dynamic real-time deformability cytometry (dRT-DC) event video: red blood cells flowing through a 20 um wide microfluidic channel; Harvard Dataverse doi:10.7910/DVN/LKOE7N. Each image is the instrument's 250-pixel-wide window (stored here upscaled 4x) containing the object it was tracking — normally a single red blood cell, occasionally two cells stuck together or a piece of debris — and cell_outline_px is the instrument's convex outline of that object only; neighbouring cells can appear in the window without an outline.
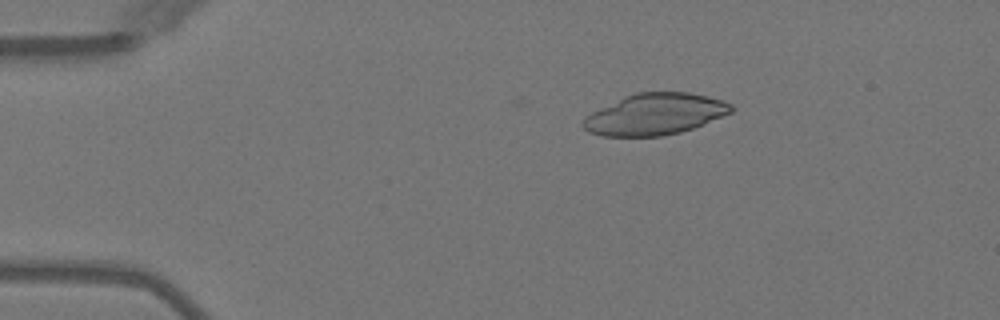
{"species": "Egyptian fruit bat (a non-hibernating species)", "species_latin": "Rousettus aegyptiacus", "temperature_condition": "warm", "stored_images_in_passage": 2, "camera_frame_rate_fps": 3000, "um_per_image_px": 0.085, "animal": {"sex": "female"}, "frame": {"image": 1, "passage_image": 1, "time_ms": 0.0, "image_size_px": [1000, 320], "cell_outline_px": [[736, 108], [732, 112], [704, 124], [680, 132], [664, 136], [604, 136], [588, 132], [580, 124], [584, 116], [624, 96], [636, 92], [688, 92], [708, 96], [732, 104]], "centroid_in_image_um": [55.66, 9.71], "position_along_channel_um": 29.3, "area_um2": 35.78}}